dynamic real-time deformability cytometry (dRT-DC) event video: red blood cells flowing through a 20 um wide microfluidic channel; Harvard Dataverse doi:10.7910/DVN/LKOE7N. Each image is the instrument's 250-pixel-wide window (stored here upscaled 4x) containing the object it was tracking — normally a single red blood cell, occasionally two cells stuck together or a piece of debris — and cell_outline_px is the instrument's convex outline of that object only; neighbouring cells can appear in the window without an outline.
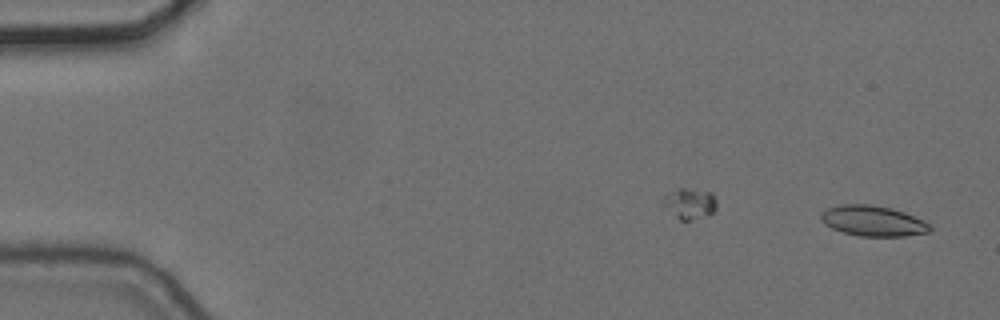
{"species": "common noctule bat (a hibernating species)", "species_latin": "Nyctalus noctula", "temperature_condition": "cold", "stored_images_in_passage": 3, "camera_frame_rate_fps": 3000, "um_per_image_px": 0.085, "animal": {"sex": "female", "body_mass_g": 24.6, "forearm_length_mm": 56.2}, "frame": {"image": 1, "passage_image": 3, "time_ms": 0.667, "image_size_px": [1000, 320], "cell_outline_px": [[932, 228], [928, 232], [904, 236], [860, 236], [844, 232], [832, 228], [824, 224], [820, 220], [820, 212], [828, 208], [840, 204], [872, 204], [892, 208], [904, 212], [924, 220]], "centroid_in_image_um": [74.17, 18.76], "position_along_channel_um": 10.8, "area_um2": 19.42}}